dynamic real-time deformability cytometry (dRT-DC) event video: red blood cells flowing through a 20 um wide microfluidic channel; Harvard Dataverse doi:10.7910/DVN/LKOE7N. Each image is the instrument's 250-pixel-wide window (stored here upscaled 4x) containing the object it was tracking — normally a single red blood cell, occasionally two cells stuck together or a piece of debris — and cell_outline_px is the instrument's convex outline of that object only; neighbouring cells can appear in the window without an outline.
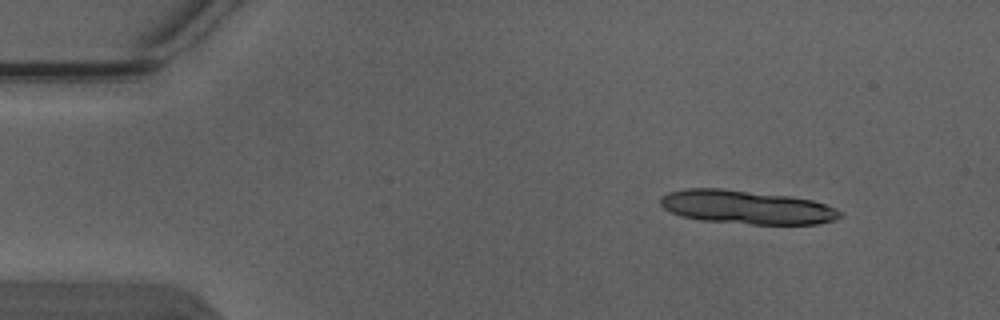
{"species": "Egyptian fruit bat (a non-hibernating species)", "species_latin": "Rousettus aegyptiacus", "temperature_condition": "warm", "stored_images_in_passage": 4, "camera_frame_rate_fps": 3000, "um_per_image_px": 0.085, "animal": {"sex": "male"}, "frame": {"image": 1, "passage_image": 1, "time_ms": 0.0, "image_size_px": [1000, 320], "cell_outline_px": [[844, 216], [836, 220], [816, 224], [752, 224], [704, 220], [684, 216], [672, 212], [664, 208], [660, 204], [660, 196], [668, 192], [684, 188], [720, 188], [788, 196], [812, 200], [836, 208], [844, 212]], "centroid_in_image_um": [63.49, 17.6], "position_along_channel_um": 21.5, "area_um2": 35.14}}